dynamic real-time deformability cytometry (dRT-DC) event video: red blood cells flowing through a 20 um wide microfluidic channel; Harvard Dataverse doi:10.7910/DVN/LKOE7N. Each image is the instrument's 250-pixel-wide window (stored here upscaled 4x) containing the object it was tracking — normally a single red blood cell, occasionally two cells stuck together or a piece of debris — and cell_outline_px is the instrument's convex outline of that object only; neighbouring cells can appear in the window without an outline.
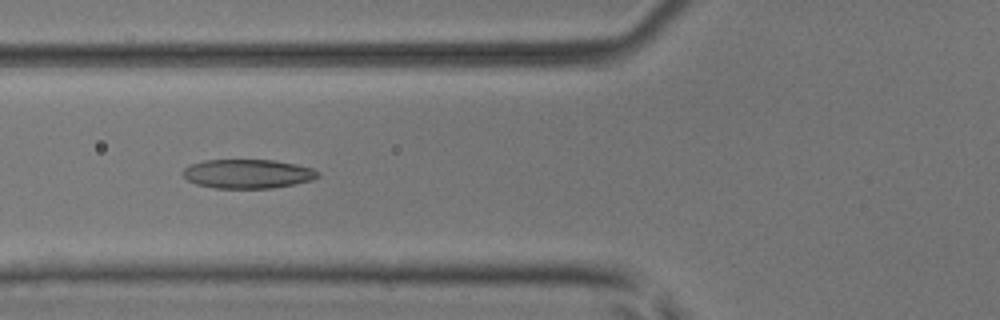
{"species": "common noctule bat (a hibernating species)", "species_latin": "Nyctalus noctula", "temperature_condition": "room temperature", "stored_images_in_passage": 50, "camera_frame_rate_fps": 3000, "um_per_image_px": 0.085, "animal": {"sex": "male", "body_mass_g": 17.9, "forearm_length_mm": 54.2}, "frame": {"image": 1, "passage_image": 19, "time_ms": 6.0, "image_size_px": [1000, 320], "cell_outline_px": [[320, 176], [312, 180], [272, 188], [216, 188], [196, 184], [188, 180], [184, 176], [184, 168], [192, 164], [204, 160], [272, 160], [296, 164], [312, 168], [320, 172]], "centroid_in_image_um": [21.08, 14.77], "position_along_channel_um": 104.7, "area_um2": 22.72}}
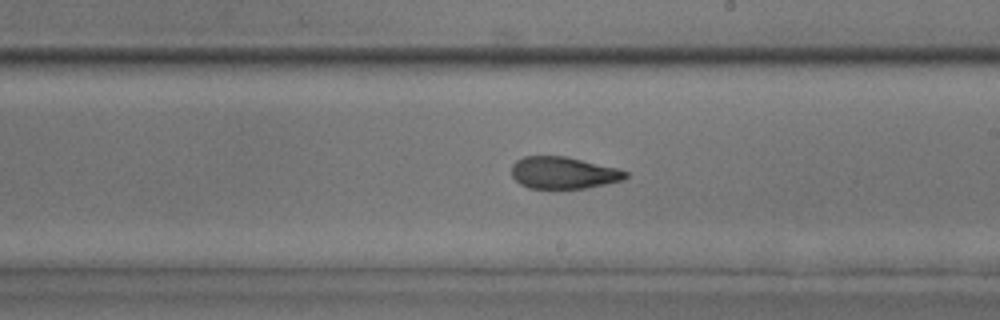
{"frame": {"image": 2, "passage_image": 29, "time_ms": 9.333, "image_size_px": [1000, 320], "cell_outline_px": [[628, 176], [624, 180], [588, 188], [528, 188], [520, 184], [512, 176], [512, 164], [516, 160], [524, 156], [564, 156], [616, 168], [628, 172]], "centroid_in_image_um": [47.88, 14.69], "position_along_channel_um": 241.1, "area_um2": 21.15}}
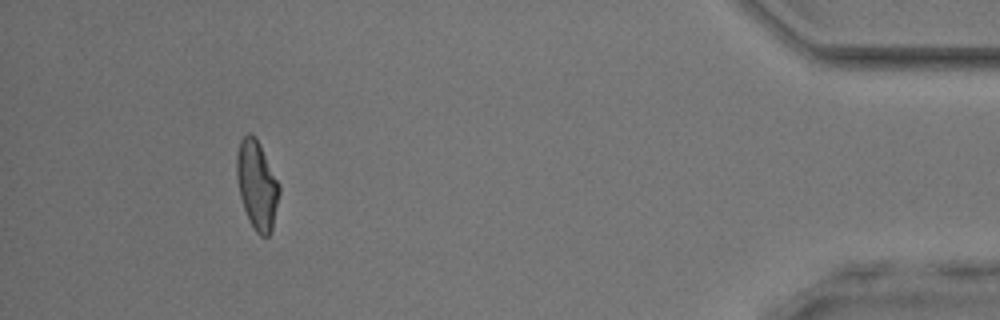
{"frame": {"image": 3, "passage_image": 46, "time_ms": 15.0, "image_size_px": [1000, 320], "cell_outline_px": [[280, 192], [272, 232], [268, 236], [260, 236], [256, 232], [244, 208], [240, 196], [236, 176], [236, 156], [240, 140], [248, 132], [256, 136], [280, 184]], "centroid_in_image_um": [21.85, 15.7], "position_along_channel_um": 413.4, "area_um2": 22.08}, "authors_computed_cell_mechanics": {"area_um2": 22.253, "velocity_mm_per_s": 4.1117, "shape_relaxation_time_tau1_ms": 8.5594, "shape_relaxation_time_tau2_ms": 2.0123, "deformation_change_tau1": 0.228, "deformation_change_tau2": 0.0944}}